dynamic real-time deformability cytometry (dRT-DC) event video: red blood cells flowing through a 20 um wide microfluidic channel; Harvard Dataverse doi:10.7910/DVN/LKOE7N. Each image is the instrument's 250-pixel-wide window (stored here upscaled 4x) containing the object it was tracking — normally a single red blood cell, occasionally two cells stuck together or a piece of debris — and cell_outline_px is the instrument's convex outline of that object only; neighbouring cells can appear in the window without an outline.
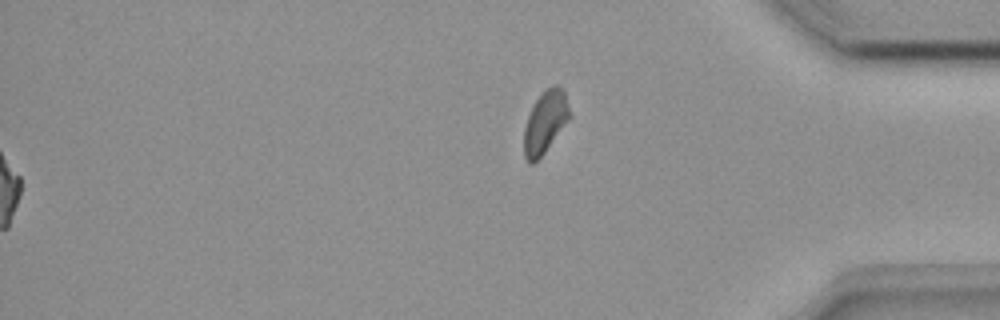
{"species": "common noctule bat (a hibernating species)", "species_latin": "Nyctalus noctula", "temperature_condition": "room temperature", "stored_images_in_passage": 44, "segment_of_instrument_passage": [2, 2], "camera_frame_rate_fps": 3000, "um_per_image_px": 0.085, "animal": {"sex": "female", "body_mass_g": 18.4}, "frame": {"image": 1, "passage_image": 44, "time_ms": 14.333, "image_size_px": [1000, 320], "cell_outline_px": [[572, 116], [544, 152], [532, 164], [528, 164], [524, 156], [524, 128], [528, 116], [536, 100], [544, 88], [552, 84], [556, 84], [564, 92]], "centroid_in_image_um": [46.34, 10.35], "position_along_channel_um": 388.9, "area_um2": 16.47}}